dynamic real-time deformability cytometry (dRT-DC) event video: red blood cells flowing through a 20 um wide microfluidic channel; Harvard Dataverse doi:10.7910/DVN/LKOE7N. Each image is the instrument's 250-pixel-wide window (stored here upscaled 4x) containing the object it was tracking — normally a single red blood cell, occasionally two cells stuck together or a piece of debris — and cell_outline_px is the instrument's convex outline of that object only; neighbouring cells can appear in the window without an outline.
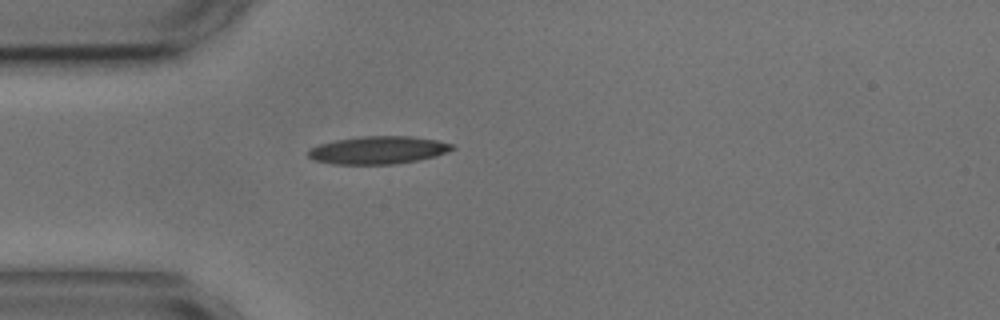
{"species": "common noctule bat (a hibernating species)", "species_latin": "Nyctalus noctula", "temperature_condition": "cold", "stored_images_in_passage": 41, "camera_frame_rate_fps": 3000, "um_per_image_px": 0.085, "animal": {"sex": "male", "body_mass_g": 17.9, "forearm_length_mm": 54.2}, "frame": {"image": 1, "passage_image": 1, "time_ms": 0.0, "image_size_px": [1000, 320], "cell_outline_px": [[456, 148], [436, 156], [416, 160], [392, 164], [332, 164], [312, 160], [308, 156], [308, 148], [320, 144], [336, 140], [360, 136], [412, 136], [436, 140], [452, 144]], "centroid_in_image_um": [32.1, 12.75], "position_along_channel_um": 52.9, "area_um2": 23.29}}
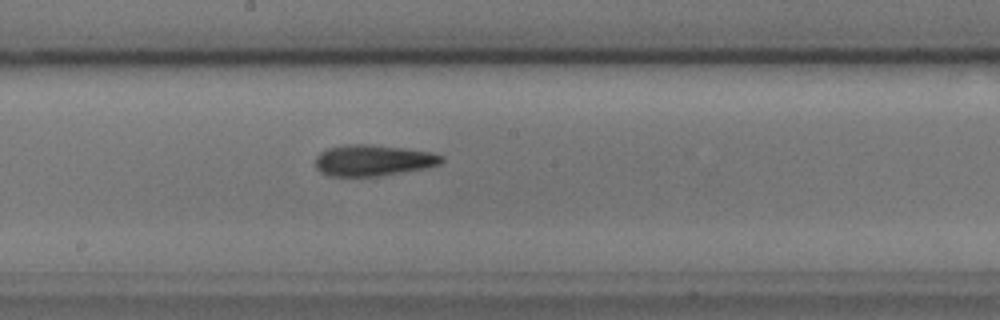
{"frame": {"image": 2, "passage_image": 15, "time_ms": 4.667, "image_size_px": [1000, 320], "cell_outline_px": [[444, 160], [440, 164], [424, 168], [380, 176], [328, 176], [320, 172], [316, 168], [316, 156], [320, 152], [328, 148], [348, 144], [368, 144], [404, 148], [432, 152], [444, 156]], "centroid_in_image_um": [31.71, 13.63], "position_along_channel_um": 216.5, "area_um2": 22.95}}
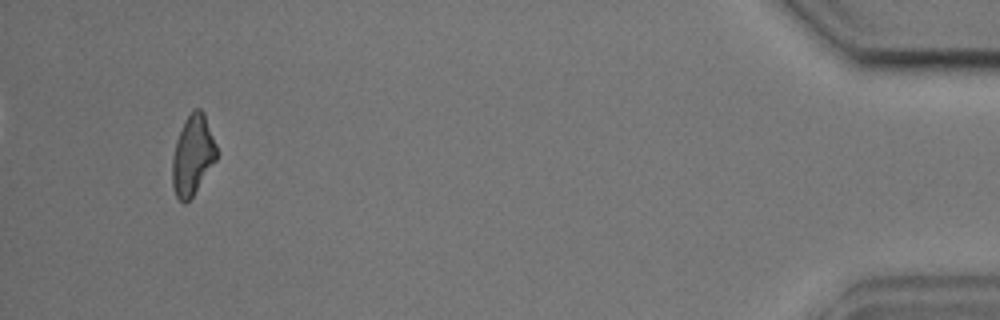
{"frame": {"image": 3, "passage_image": 38, "time_ms": 12.333, "image_size_px": [1000, 320], "cell_outline_px": [[216, 160], [192, 196], [184, 204], [176, 196], [172, 184], [172, 156], [176, 140], [184, 120], [192, 108], [200, 108], [204, 112], [216, 144]], "centroid_in_image_um": [16.36, 13.15], "position_along_channel_um": 418.8, "area_um2": 20.58}, "authors_computed_cell_mechanics": {"area_um2": 21.7328, "velocity_mm_per_s": 3.6217, "shape_relaxation_time_tau1_ms": 7.2958, "shape_relaxation_time_tau2_ms": 4.5616, "deformation_change_tau1": 0.1393, "deformation_change_tau2": 0.1239}}